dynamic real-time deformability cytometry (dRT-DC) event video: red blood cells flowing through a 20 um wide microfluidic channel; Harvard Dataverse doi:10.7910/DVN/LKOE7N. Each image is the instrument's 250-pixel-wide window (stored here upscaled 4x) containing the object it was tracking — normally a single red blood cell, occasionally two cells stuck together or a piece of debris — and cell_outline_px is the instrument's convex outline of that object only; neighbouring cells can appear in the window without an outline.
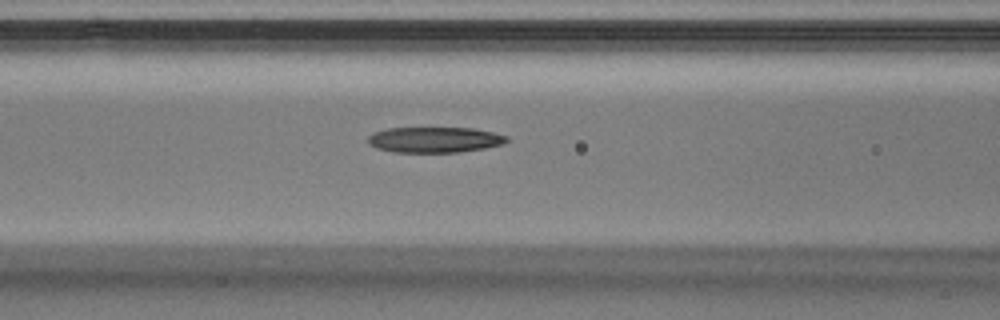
{"species": "Egyptian fruit bat (a non-hibernating species)", "species_latin": "Rousettus aegyptiacus", "temperature_condition": "warm", "stored_images_in_passage": 25, "camera_frame_rate_fps": 3000, "um_per_image_px": 0.085, "animal": {"sex": "male"}, "frame": {"image": 1, "passage_image": 9, "time_ms": 2.667, "image_size_px": [1000, 320], "cell_outline_px": [[508, 140], [504, 144], [484, 148], [460, 152], [392, 152], [376, 148], [368, 144], [368, 136], [376, 132], [388, 128], [472, 128], [492, 132], [508, 136]], "centroid_in_image_um": [36.94, 11.88], "position_along_channel_um": 129.7, "area_um2": 20.69}}
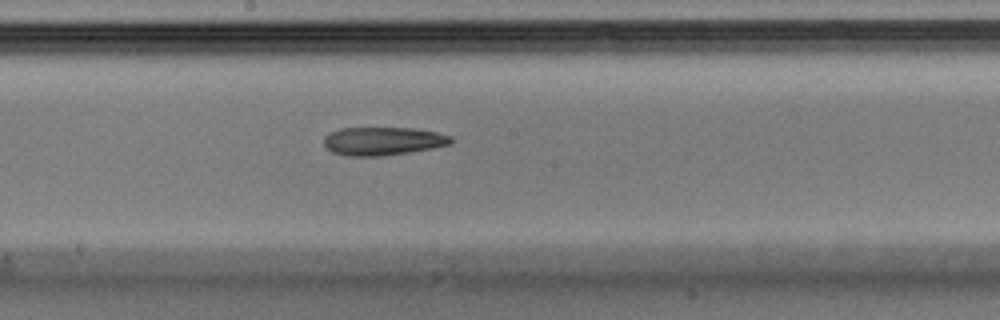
{"frame": {"image": 2, "passage_image": 14, "time_ms": 4.333, "image_size_px": [1000, 320], "cell_outline_px": [[452, 144], [432, 148], [384, 156], [348, 156], [332, 152], [324, 148], [324, 136], [328, 132], [340, 128], [412, 128], [436, 132], [452, 136]], "centroid_in_image_um": [32.5, 11.99], "position_along_channel_um": 215.7, "area_um2": 21.1}}
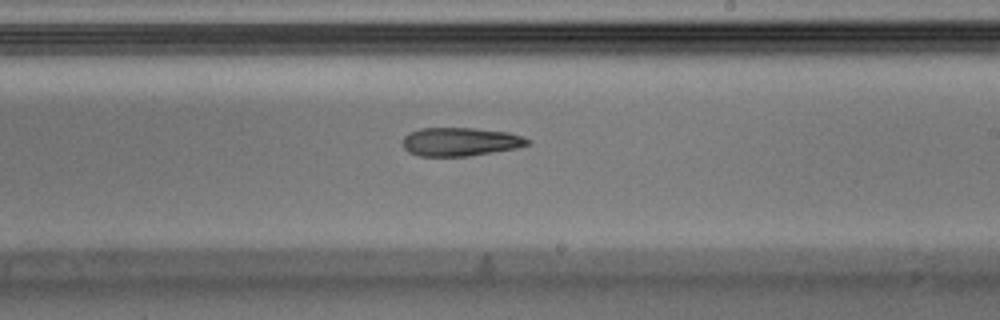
{"frame": {"image": 3, "passage_image": 16, "time_ms": 5.0, "image_size_px": [1000, 320], "cell_outline_px": [[532, 144], [516, 148], [468, 156], [420, 156], [408, 152], [404, 148], [404, 136], [408, 132], [420, 128], [476, 128], [508, 132], [524, 136], [532, 140]], "centroid_in_image_um": [39.17, 12.04], "position_along_channel_um": 249.8, "area_um2": 20.92}}